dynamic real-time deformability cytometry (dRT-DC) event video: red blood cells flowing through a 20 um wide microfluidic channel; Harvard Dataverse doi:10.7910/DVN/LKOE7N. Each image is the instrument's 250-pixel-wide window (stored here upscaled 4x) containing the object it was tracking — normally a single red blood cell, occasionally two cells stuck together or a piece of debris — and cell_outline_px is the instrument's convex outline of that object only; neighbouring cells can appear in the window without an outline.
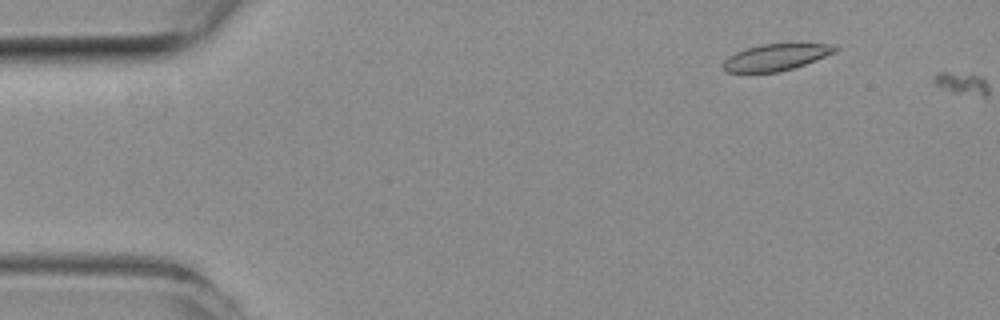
{"species": "common noctule bat (a hibernating species)", "species_latin": "Nyctalus noctula", "temperature_condition": "room temperature", "stored_images_in_passage": 6, "camera_frame_rate_fps": 3000, "um_per_image_px": 0.085, "animal": {"sex": "female", "body_mass_g": 19.3, "forearm_length_mm": 54.1}, "frame": {"image": 1, "passage_image": 5, "time_ms": 1.333, "image_size_px": [1000, 320], "cell_outline_px": [[840, 48], [836, 52], [804, 64], [780, 72], [728, 72], [724, 68], [724, 60], [728, 56], [744, 48], [760, 44], [832, 44]], "centroid_in_image_um": [65.95, 4.85], "position_along_channel_um": 19.0, "area_um2": 17.17}}